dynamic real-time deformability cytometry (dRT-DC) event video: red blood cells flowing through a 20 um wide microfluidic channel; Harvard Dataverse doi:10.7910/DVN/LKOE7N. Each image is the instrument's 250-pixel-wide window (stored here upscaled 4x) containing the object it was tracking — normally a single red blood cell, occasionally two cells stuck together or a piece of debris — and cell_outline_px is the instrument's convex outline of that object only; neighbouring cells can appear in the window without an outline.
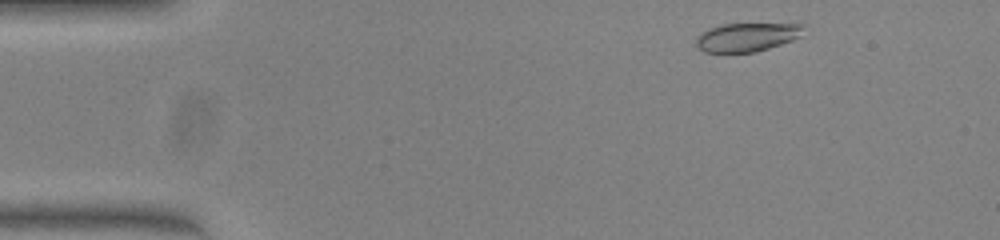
{"species": "common noctule bat (a hibernating species)", "species_latin": "Nyctalus noctula", "temperature_condition": "warm", "stored_images_in_passage": 46, "camera_frame_rate_fps": 3000, "um_per_image_px": 0.085, "animal": {"sex": "female", "body_mass_g": 23.0, "forearm_length_mm": 53.4}, "frame": {"image": 1, "passage_image": 2, "time_ms": 0.333, "image_size_px": [1000, 240], "cell_outline_px": [[808, 24], [800, 36], [792, 40], [756, 52], [704, 52], [696, 44], [696, 36], [700, 32], [708, 28], [724, 24]], "centroid_in_image_um": [63.48, 3.14], "position_along_channel_um": 21.5, "area_um2": 17.92}}
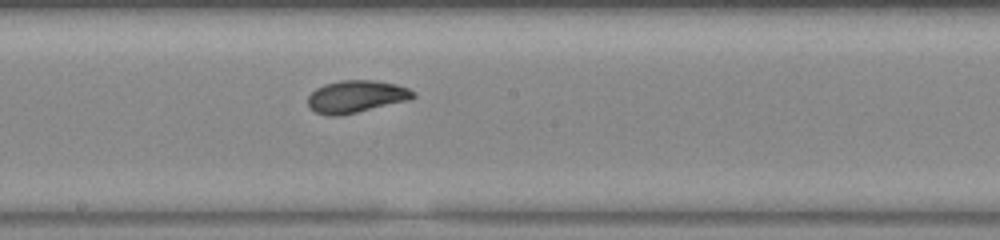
{"frame": {"image": 2, "passage_image": 23, "time_ms": 7.333, "image_size_px": [1000, 240], "cell_outline_px": [[416, 96], [408, 100], [356, 112], [336, 116], [332, 116], [316, 112], [308, 104], [308, 96], [316, 88], [324, 84], [340, 80], [376, 80], [396, 84], [408, 88], [416, 92]], "centroid_in_image_um": [30.29, 8.18], "position_along_channel_um": 217.9, "area_um2": 19.65}}
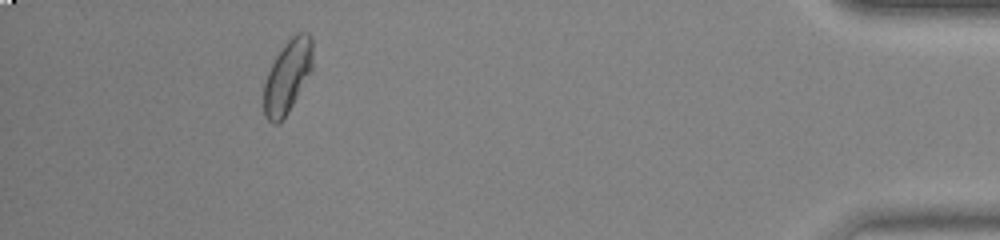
{"frame": {"image": 3, "passage_image": 42, "time_ms": 13.667, "image_size_px": [1000, 240], "cell_outline_px": [[312, 72], [288, 112], [276, 124], [272, 124], [264, 116], [264, 84], [268, 72], [276, 56], [284, 44], [296, 32], [308, 32], [312, 36]], "centroid_in_image_um": [24.45, 6.47], "position_along_channel_um": 410.7, "area_um2": 20.81}, "authors_computed_cell_mechanics": {"area_um2": 19.8254, "velocity_mm_per_s": 4.0151, "shape_relaxation_time_tau1_ms": 3.7041, "shape_relaxation_time_tau2_ms": 1.8942, "deformation_change_tau1": 0.1423, "deformation_change_tau2": 0.0477}}